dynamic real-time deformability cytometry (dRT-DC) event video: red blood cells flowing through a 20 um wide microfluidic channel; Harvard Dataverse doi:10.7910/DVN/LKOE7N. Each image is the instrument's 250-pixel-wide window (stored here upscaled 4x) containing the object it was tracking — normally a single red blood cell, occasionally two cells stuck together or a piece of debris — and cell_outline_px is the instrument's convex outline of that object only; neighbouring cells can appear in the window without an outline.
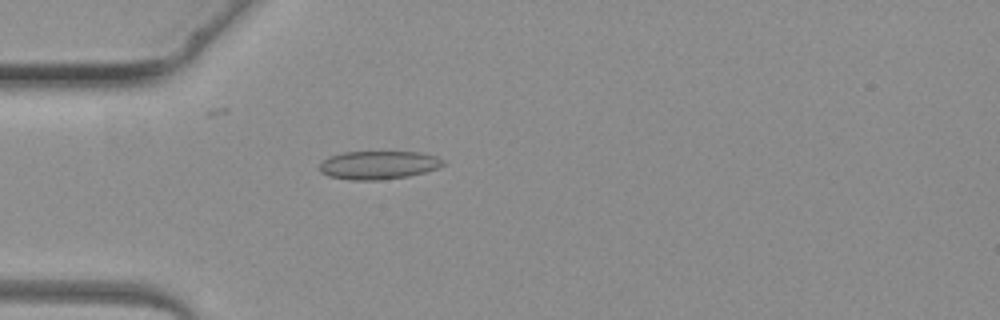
{"species": "common noctule bat (a hibernating species)", "species_latin": "Nyctalus noctula", "temperature_condition": "warm", "stored_images_in_passage": 4, "camera_frame_rate_fps": 3000, "um_per_image_px": 0.085, "animal": {"sex": "female", "body_mass_g": 19.3, "forearm_length_mm": 54.1}, "frame": {"image": 1, "passage_image": 4, "time_ms": 3.667, "image_size_px": [1000, 320], "cell_outline_px": [[444, 164], [436, 168], [424, 172], [408, 176], [380, 180], [352, 180], [328, 176], [320, 172], [320, 164], [328, 156], [344, 152], [420, 152], [436, 156], [444, 160]], "centroid_in_image_um": [32.15, 14.03], "position_along_channel_um": 52.9, "area_um2": 20.35}}